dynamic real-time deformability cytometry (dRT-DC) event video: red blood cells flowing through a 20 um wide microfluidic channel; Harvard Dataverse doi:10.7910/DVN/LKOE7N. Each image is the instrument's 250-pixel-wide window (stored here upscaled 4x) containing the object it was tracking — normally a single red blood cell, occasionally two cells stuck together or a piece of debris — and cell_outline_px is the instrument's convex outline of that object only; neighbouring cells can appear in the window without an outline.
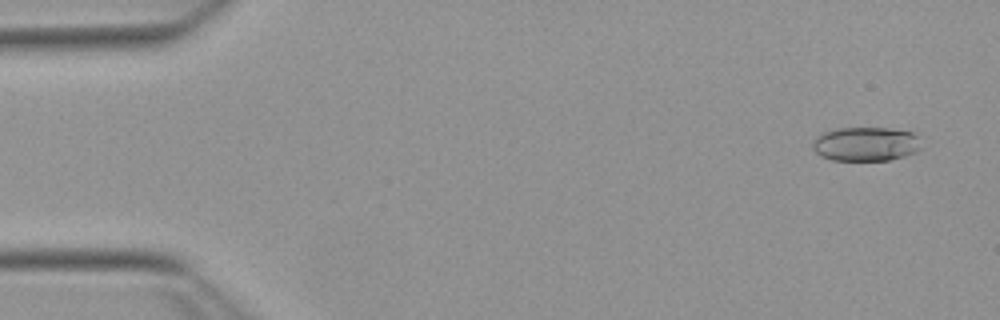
{"species": "Egyptian fruit bat (a non-hibernating species)", "species_latin": "Rousettus aegyptiacus", "temperature_condition": "warm", "stored_images_in_passage": 52, "camera_frame_rate_fps": 3000, "um_per_image_px": 0.085, "animal": {"sex": "female"}, "frame": {"image": 1, "passage_image": 2, "time_ms": 0.333, "image_size_px": [1000, 320], "cell_outline_px": [[920, 148], [916, 152], [904, 156], [888, 160], [832, 160], [820, 156], [812, 148], [812, 144], [824, 132], [840, 128], [888, 128], [912, 132], [916, 136]], "centroid_in_image_um": [73.58, 12.25], "position_along_channel_um": 11.4, "area_um2": 21.27}}
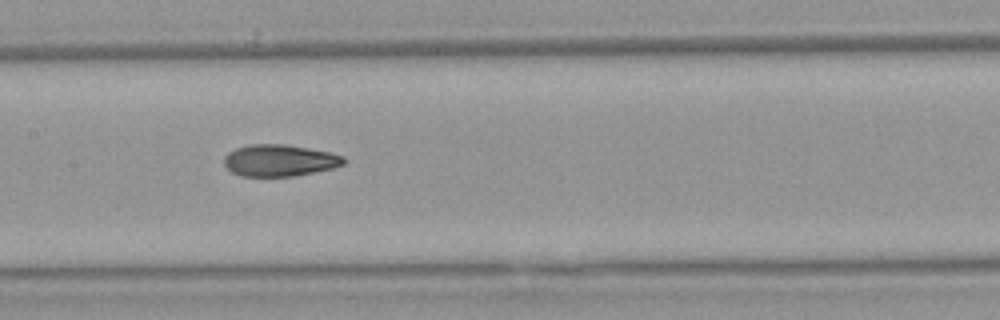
{"frame": {"image": 2, "passage_image": 25, "time_ms": 8.0, "image_size_px": [1000, 320], "cell_outline_px": [[344, 164], [332, 168], [292, 176], [240, 176], [232, 172], [224, 164], [224, 156], [228, 152], [236, 148], [248, 144], [284, 144], [332, 152], [344, 156]], "centroid_in_image_um": [23.74, 13.62], "position_along_channel_um": 183.7, "area_um2": 22.08}}
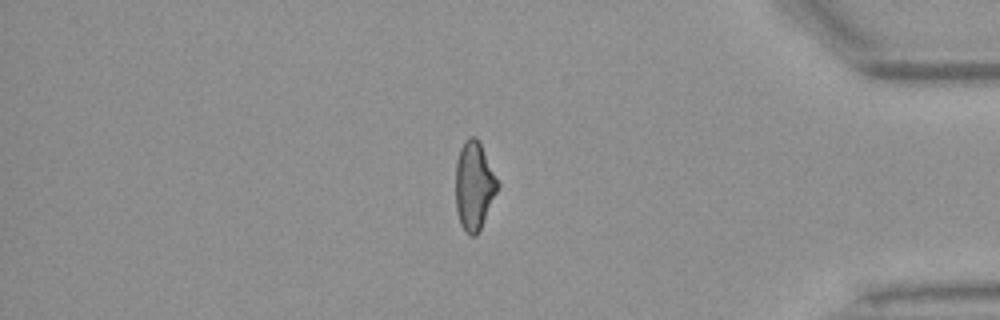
{"frame": {"image": 3, "passage_image": 44, "time_ms": 14.333, "image_size_px": [1000, 320], "cell_outline_px": [[500, 184], [480, 228], [476, 236], [468, 236], [464, 232], [460, 224], [456, 212], [456, 160], [460, 148], [464, 140], [468, 136], [476, 136]], "centroid_in_image_um": [40.27, 15.79], "position_along_channel_um": 394.9, "area_um2": 21.56}, "authors_computed_cell_mechanics": {"area_um2": 22.1663, "velocity_mm_per_s": 3.8403, "shape_relaxation_time_tau1_ms": 5.9222, "shape_relaxation_time_tau2_ms": 2.1631, "deformation_change_tau1": 0.1844, "deformation_change_tau2": 0.0914}}